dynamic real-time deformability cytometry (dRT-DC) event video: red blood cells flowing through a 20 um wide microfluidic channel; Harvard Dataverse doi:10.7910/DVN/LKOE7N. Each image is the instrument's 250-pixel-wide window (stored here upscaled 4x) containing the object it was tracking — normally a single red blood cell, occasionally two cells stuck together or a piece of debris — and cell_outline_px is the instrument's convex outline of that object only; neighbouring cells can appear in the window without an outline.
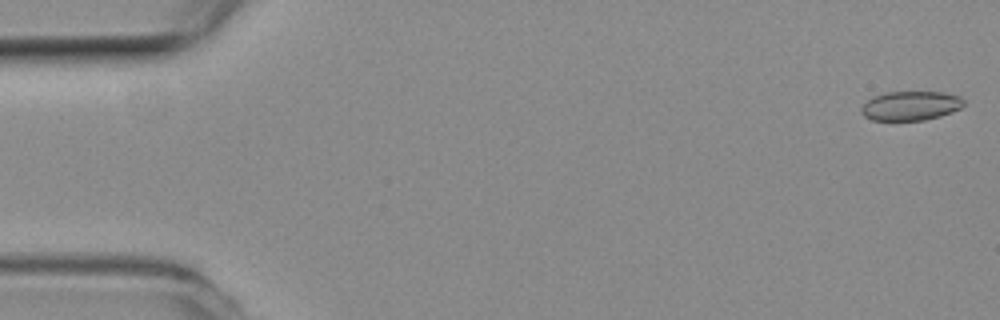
{"species": "common noctule bat (a hibernating species)", "species_latin": "Nyctalus noctula", "temperature_condition": "room temperature", "stored_images_in_passage": 10, "camera_frame_rate_fps": 3000, "um_per_image_px": 0.085, "animal": {"sex": "female", "body_mass_g": 19.3, "forearm_length_mm": 54.1}, "frame": {"image": 1, "passage_image": 1, "time_ms": 0.0, "image_size_px": [1000, 320], "cell_outline_px": [[964, 104], [960, 108], [952, 112], [940, 116], [924, 120], [872, 120], [864, 116], [860, 112], [860, 108], [872, 96], [884, 92], [944, 92], [960, 96], [964, 100]], "centroid_in_image_um": [77.39, 8.98], "position_along_channel_um": 7.6, "area_um2": 17.57}}